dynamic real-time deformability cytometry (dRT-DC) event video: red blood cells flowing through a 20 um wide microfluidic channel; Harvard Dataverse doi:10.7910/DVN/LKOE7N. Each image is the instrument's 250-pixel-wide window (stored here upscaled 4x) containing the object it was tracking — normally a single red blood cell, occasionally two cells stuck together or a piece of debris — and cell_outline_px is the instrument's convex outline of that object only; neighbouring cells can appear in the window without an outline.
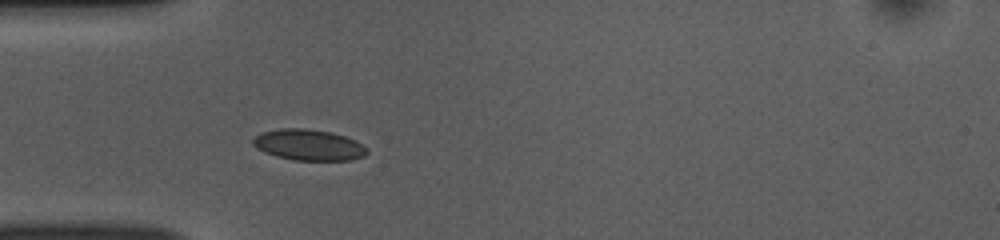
{"species": "common noctule bat (a hibernating species)", "species_latin": "Nyctalus noctula", "temperature_condition": "room temperature", "stored_images_in_passage": 38, "camera_frame_rate_fps": 3000, "um_per_image_px": 0.085, "animal": {"sex": "female", "body_mass_g": 10.0, "forearm_length_mm": 53.1}, "frame": {"image": 1, "passage_image": 1, "time_ms": 0.0, "image_size_px": [1000, 240], "cell_outline_px": [[368, 152], [364, 156], [352, 160], [292, 160], [276, 156], [264, 152], [252, 144], [252, 140], [256, 136], [264, 132], [280, 128], [304, 128], [332, 132], [356, 140], [368, 148]], "centroid_in_image_um": [26.27, 12.32], "position_along_channel_um": 58.7, "area_um2": 20.63}}
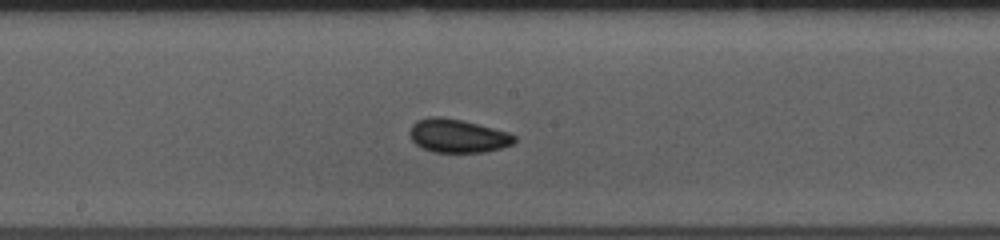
{"frame": {"image": 2, "passage_image": 13, "time_ms": 4.0, "image_size_px": [1000, 240], "cell_outline_px": [[516, 140], [512, 144], [500, 148], [484, 152], [432, 152], [416, 144], [412, 140], [408, 132], [412, 124], [416, 120], [432, 116], [440, 116], [460, 120], [508, 132], [516, 136]], "centroid_in_image_um": [38.87, 11.54], "position_along_channel_um": 209.3, "area_um2": 20.29}}
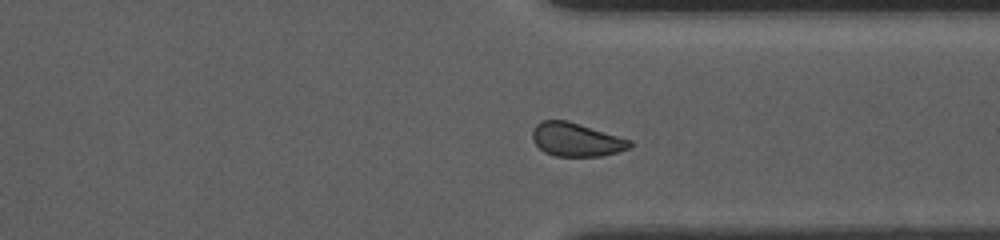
{"frame": {"image": 3, "passage_image": 25, "time_ms": 8.0, "image_size_px": [1000, 240], "cell_outline_px": [[632, 148], [600, 156], [556, 156], [544, 152], [532, 140], [532, 132], [536, 124], [540, 120], [568, 120], [632, 140]], "centroid_in_image_um": [48.98, 11.86], "position_along_channel_um": 362.4, "area_um2": 19.13}, "authors_computed_cell_mechanics": {"area_um2": 19.7098, "velocity_mm_per_s": 3.8315, "shape_relaxation_time_tau1_ms": 5.8723, "shape_relaxation_time_tau2_ms": 4.3969, "deformation_change_tau1": 0.0681, "deformation_change_tau2": 0.072}}